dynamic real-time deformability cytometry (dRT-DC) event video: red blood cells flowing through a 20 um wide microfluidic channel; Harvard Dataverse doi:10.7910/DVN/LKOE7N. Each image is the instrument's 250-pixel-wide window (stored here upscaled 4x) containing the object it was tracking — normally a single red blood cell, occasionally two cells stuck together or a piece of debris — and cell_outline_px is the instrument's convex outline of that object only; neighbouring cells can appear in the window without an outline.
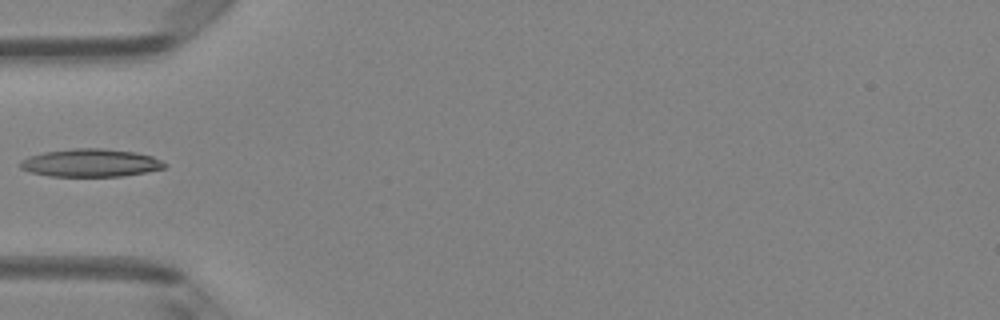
{"species": "Egyptian fruit bat (a non-hibernating species)", "species_latin": "Rousettus aegyptiacus", "temperature_condition": "room temperature", "stored_images_in_passage": 20, "camera_frame_rate_fps": 3000, "um_per_image_px": 0.085, "animal": {"sex": "female"}, "frame": {"image": 1, "passage_image": 1, "time_ms": 0.0, "image_size_px": [1000, 320], "cell_outline_px": [[168, 164], [164, 168], [124, 176], [48, 176], [28, 172], [20, 168], [20, 160], [28, 156], [44, 152], [72, 148], [104, 148], [136, 152], [152, 156]], "centroid_in_image_um": [7.67, 13.84], "position_along_channel_um": 77.3, "area_um2": 23.64}}
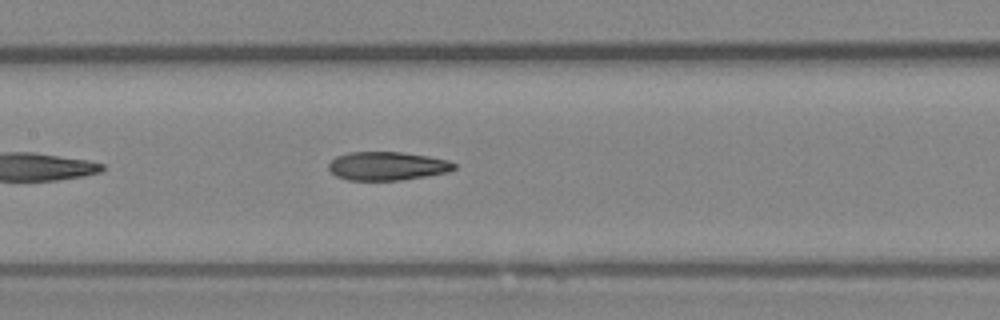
{"frame": {"image": 2, "passage_image": 8, "time_ms": 2.333, "image_size_px": [1000, 320], "cell_outline_px": [[456, 168], [448, 172], [400, 180], [348, 180], [336, 176], [328, 168], [328, 164], [336, 156], [348, 152], [400, 152], [428, 156], [448, 160], [456, 164]], "centroid_in_image_um": [32.9, 14.11], "position_along_channel_um": 174.5, "area_um2": 20.81}}
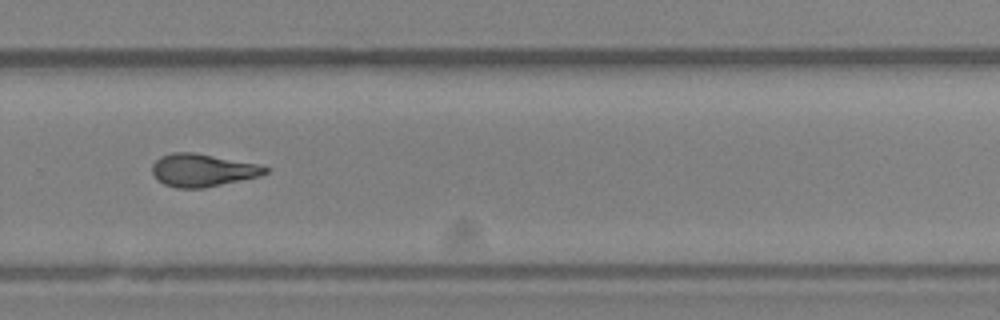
{"frame": {"image": 3, "passage_image": 18, "time_ms": 5.667, "image_size_px": [1000, 320], "cell_outline_px": [[268, 172], [260, 176], [204, 188], [176, 188], [164, 184], [156, 180], [152, 172], [152, 164], [160, 156], [172, 152], [192, 152], [256, 164], [268, 168]], "centroid_in_image_um": [17.16, 14.48], "position_along_channel_um": 312.6, "area_um2": 21.44}}